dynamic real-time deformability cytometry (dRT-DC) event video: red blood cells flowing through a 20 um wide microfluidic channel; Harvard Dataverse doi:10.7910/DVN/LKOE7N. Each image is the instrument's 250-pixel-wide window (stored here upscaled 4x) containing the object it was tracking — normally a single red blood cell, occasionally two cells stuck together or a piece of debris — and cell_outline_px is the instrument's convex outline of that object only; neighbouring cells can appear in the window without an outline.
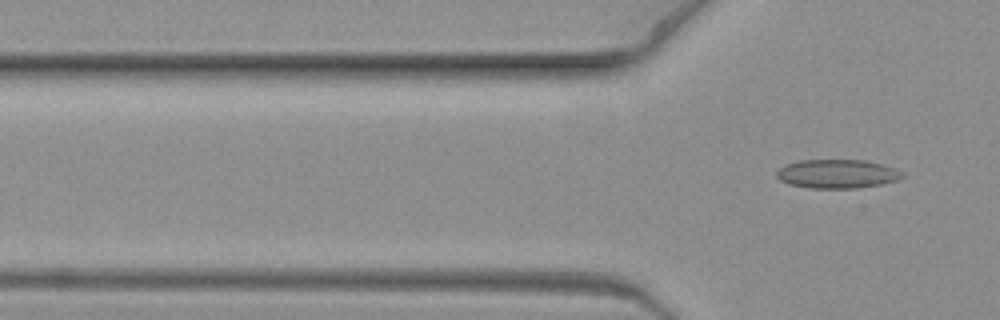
{"species": "common noctule bat (a hibernating species)", "species_latin": "Nyctalus noctula", "temperature_condition": "warm", "stored_images_in_passage": 4, "camera_frame_rate_fps": 3000, "um_per_image_px": 0.085, "animal": {"sex": "female", "body_mass_g": 19.3, "forearm_length_mm": 54.1}, "frame": {"image": 1, "passage_image": 4, "time_ms": 1.0, "image_size_px": [1000, 320], "cell_outline_px": [[904, 176], [896, 180], [880, 184], [856, 188], [808, 188], [788, 184], [780, 180], [776, 176], [776, 172], [784, 164], [800, 160], [864, 160], [880, 164], [892, 168], [900, 172]], "centroid_in_image_um": [71.08, 14.78], "position_along_channel_um": 54.7, "area_um2": 20.92}}